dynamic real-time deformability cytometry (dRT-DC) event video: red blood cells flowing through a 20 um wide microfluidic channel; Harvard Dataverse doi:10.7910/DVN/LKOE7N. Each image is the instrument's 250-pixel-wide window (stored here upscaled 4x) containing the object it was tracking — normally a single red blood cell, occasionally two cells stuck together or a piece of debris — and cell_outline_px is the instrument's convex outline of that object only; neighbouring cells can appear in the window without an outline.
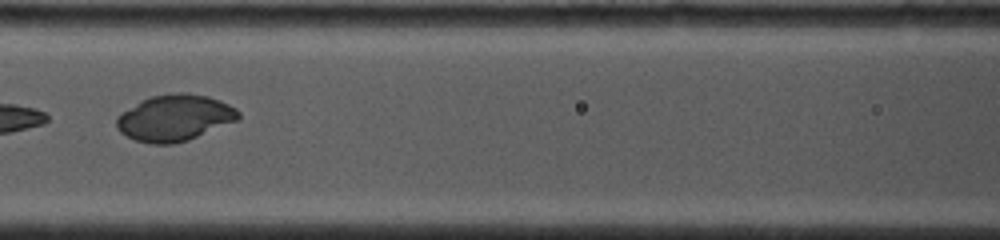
{"species": "common noctule bat (a hibernating species)", "species_latin": "Nyctalus noctula", "temperature_condition": "cold", "stored_images_in_passage": 14, "camera_frame_rate_fps": 4500, "um_per_image_px": 0.085, "animal": {"sex": "female", "body_mass_g": 19.0, "forearm_length_mm": 53.3}, "frame": {"image": 1, "passage_image": 5, "time_ms": 2.667, "image_size_px": [1000, 240], "cell_outline_px": [[240, 116], [236, 120], [188, 140], [172, 144], [152, 144], [136, 140], [120, 132], [116, 128], [116, 116], [140, 100], [152, 96], [176, 92], [184, 92], [208, 96], [220, 100], [236, 108], [240, 112]], "centroid_in_image_um": [14.82, 10.0], "position_along_channel_um": 151.8, "area_um2": 32.77}}
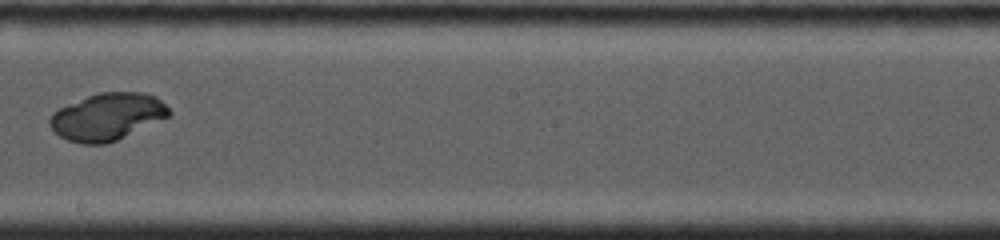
{"frame": {"image": 2, "passage_image": 8, "time_ms": 4.889, "image_size_px": [1000, 240], "cell_outline_px": [[172, 112], [168, 116], [116, 140], [104, 144], [84, 144], [68, 140], [60, 136], [48, 124], [48, 120], [52, 112], [60, 108], [88, 96], [100, 92], [144, 92], [156, 96]], "centroid_in_image_um": [9.1, 9.91], "position_along_channel_um": 239.1, "area_um2": 32.25}}